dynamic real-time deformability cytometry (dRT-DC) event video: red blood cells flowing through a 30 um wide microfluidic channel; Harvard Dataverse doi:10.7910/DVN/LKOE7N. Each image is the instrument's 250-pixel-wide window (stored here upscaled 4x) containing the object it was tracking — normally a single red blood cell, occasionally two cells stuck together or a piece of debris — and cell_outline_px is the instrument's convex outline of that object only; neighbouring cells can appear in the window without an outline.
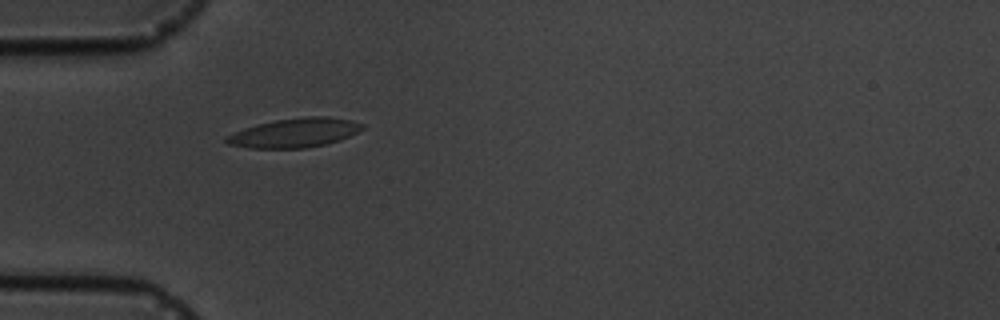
{"species": "common noctule bat (a hibernating species)", "species_latin": "Nyctalus noctula", "temperature_condition": "cold", "stored_images_in_passage": 3, "camera_frame_rate_fps": 3000, "um_per_image_px": 0.085, "animal": {"sex": "male", "body_mass_g": 19.5, "forearm_length_mm": 54.6}, "frame": {"image": 1, "passage_image": 2, "time_ms": 1.333, "image_size_px": [1000, 320], "cell_outline_px": [[364, 128], [340, 140], [324, 144], [304, 148], [248, 148], [228, 144], [224, 140], [224, 136], [244, 128], [256, 124], [276, 120], [308, 116], [328, 116], [352, 120], [364, 124]], "centroid_in_image_um": [25.02, 11.28], "position_along_channel_um": 60.0, "area_um2": 23.12}}
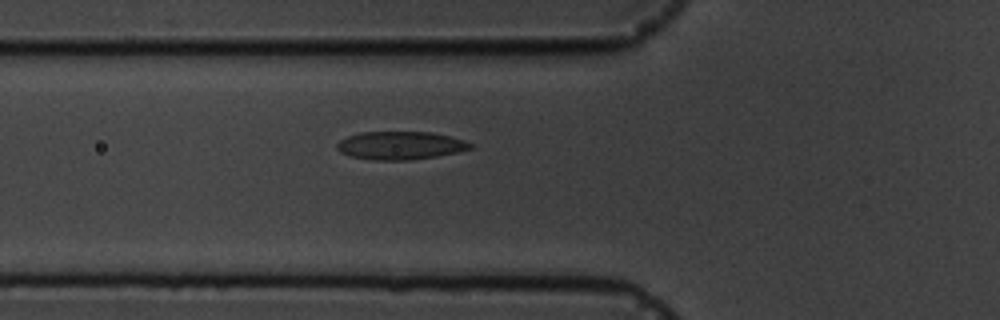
{"frame": {"image": 2, "passage_image": 3, "time_ms": 2.333, "image_size_px": [1000, 320], "cell_outline_px": [[472, 148], [456, 152], [436, 156], [408, 160], [376, 160], [348, 156], [340, 152], [336, 148], [336, 144], [340, 140], [348, 136], [360, 132], [428, 132], [448, 136], [464, 140], [472, 144]], "centroid_in_image_um": [33.97, 12.37], "position_along_channel_um": 91.8, "area_um2": 21.68}}